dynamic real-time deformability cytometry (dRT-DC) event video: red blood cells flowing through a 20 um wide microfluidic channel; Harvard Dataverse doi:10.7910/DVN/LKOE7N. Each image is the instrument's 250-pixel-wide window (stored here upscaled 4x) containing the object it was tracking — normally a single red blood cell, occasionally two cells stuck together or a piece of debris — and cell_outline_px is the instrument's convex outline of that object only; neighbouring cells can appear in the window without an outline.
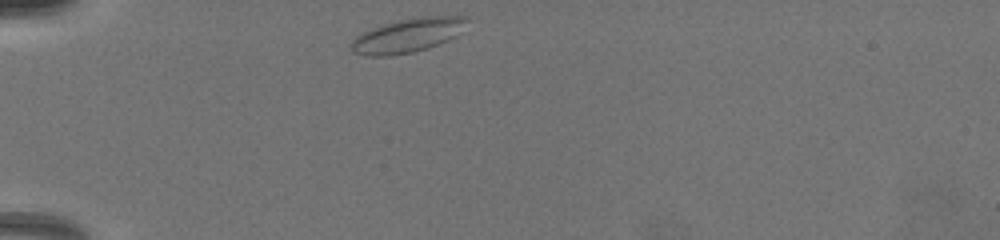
{"species": "common noctule bat (a hibernating species)", "species_latin": "Nyctalus noctula", "temperature_condition": "warm", "stored_images_in_passage": 48, "camera_frame_rate_fps": 3000, "um_per_image_px": 0.085, "animal": {"sex": "female", "body_mass_g": 19.5, "forearm_length_mm": 54.1}, "frame": {"image": 1, "passage_image": 1, "time_ms": 0.0, "image_size_px": [1000, 240], "cell_outline_px": [[468, 20], [456, 36], [448, 40], [428, 48], [412, 52], [388, 56], [364, 56], [352, 52], [352, 40], [356, 36], [372, 28], [384, 24], [400, 20], [424, 16], [468, 16]], "centroid_in_image_um": [34.65, 3.02], "position_along_channel_um": 50.4, "area_um2": 22.72}}
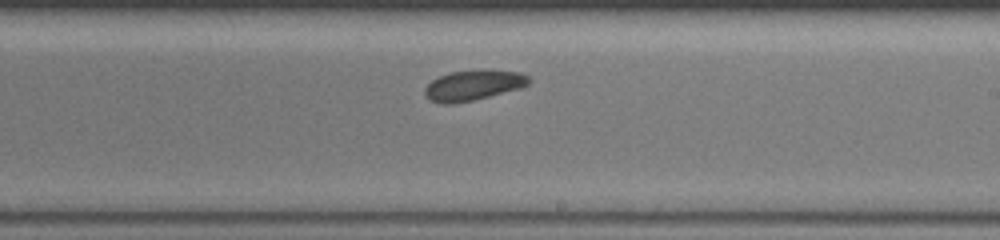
{"frame": {"image": 2, "passage_image": 21, "time_ms": 5.667, "image_size_px": [1000, 240], "cell_outline_px": [[532, 80], [524, 88], [472, 100], [452, 104], [440, 104], [432, 100], [424, 92], [424, 88], [432, 80], [448, 72], [484, 68], [520, 72], [528, 76]], "centroid_in_image_um": [40.29, 7.22], "position_along_channel_um": 248.7, "area_um2": 18.79}}
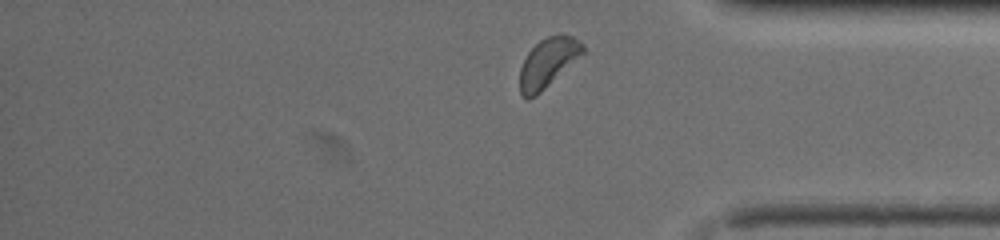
{"frame": {"image": 3, "passage_image": 44, "time_ms": 9.333, "image_size_px": [1000, 240], "cell_outline_px": [[584, 52], [536, 96], [528, 100], [520, 92], [520, 68], [528, 52], [540, 40], [556, 32], [560, 32], [572, 36], [580, 40], [584, 44]], "centroid_in_image_um": [46.58, 5.28], "position_along_channel_um": 388.6, "area_um2": 17.98}, "authors_computed_cell_mechanics": {"area_um2": 18.5827, "velocity_mm_per_s": 4.023, "shape_relaxation_time_tau1_ms": 2.4534, "shape_relaxation_time_tau2_ms": null, "deformation_change_tau1": 0.0572, "deformation_change_tau2": null}}